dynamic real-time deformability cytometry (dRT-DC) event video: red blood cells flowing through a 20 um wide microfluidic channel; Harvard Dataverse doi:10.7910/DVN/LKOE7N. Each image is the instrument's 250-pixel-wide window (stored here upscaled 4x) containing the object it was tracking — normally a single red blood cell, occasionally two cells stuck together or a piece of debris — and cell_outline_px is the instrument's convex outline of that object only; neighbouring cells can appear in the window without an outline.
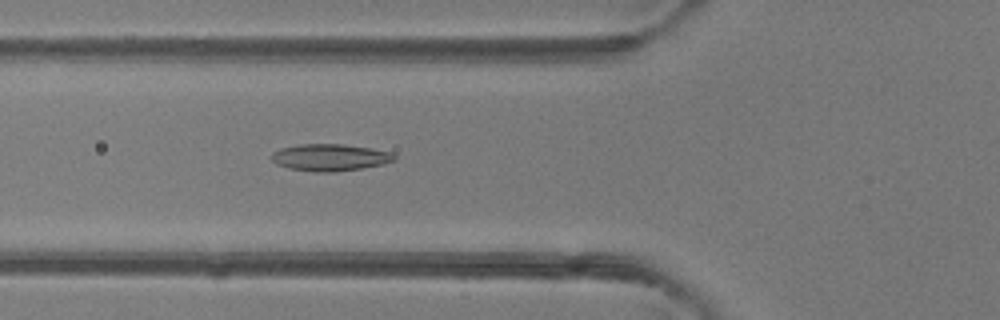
{"species": "common noctule bat (a hibernating species)", "species_latin": "Nyctalus noctula", "temperature_condition": "room temperature", "stored_images_in_passage": 37, "camera_frame_rate_fps": 3000, "um_per_image_px": 0.085, "animal": {"sex": "female"}, "frame": {"image": 1, "passage_image": 7, "time_ms": 2.0, "image_size_px": [1000, 320], "cell_outline_px": [[396, 160], [384, 164], [336, 172], [316, 172], [288, 168], [276, 164], [272, 160], [272, 152], [280, 148], [300, 144], [344, 144], [372, 148], [392, 152], [396, 156]], "centroid_in_image_um": [28.07, 13.38], "position_along_channel_um": 97.7, "area_um2": 19.42}}
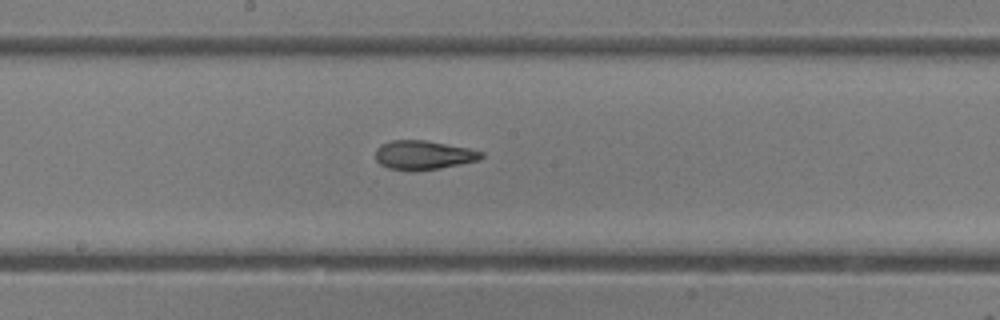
{"frame": {"image": 2, "passage_image": 15, "time_ms": 4.667, "image_size_px": [1000, 320], "cell_outline_px": [[484, 156], [480, 160], [440, 168], [412, 172], [408, 172], [388, 168], [380, 164], [376, 160], [376, 148], [380, 144], [392, 140], [424, 140], [468, 148], [484, 152]], "centroid_in_image_um": [35.97, 13.19], "position_along_channel_um": 212.2, "area_um2": 18.15}}
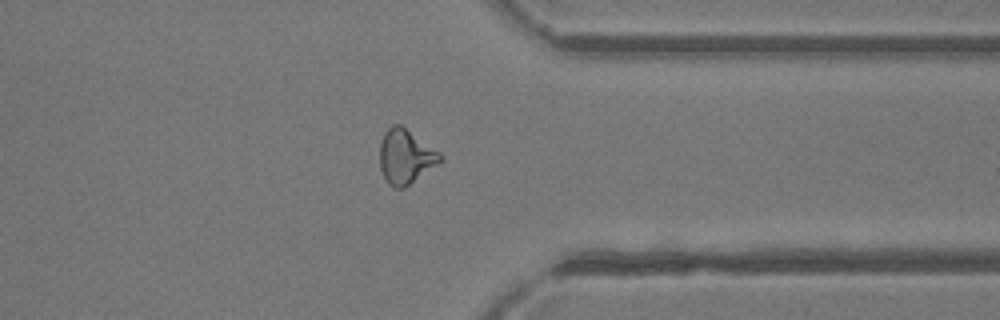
{"frame": {"image": 3, "passage_image": 27, "time_ms": 8.667, "image_size_px": [1000, 320], "cell_outline_px": [[444, 160], [404, 188], [392, 188], [388, 184], [380, 168], [380, 144], [384, 132], [392, 124], [400, 124], [440, 152], [444, 156]], "centroid_in_image_um": [34.48, 13.31], "position_along_channel_um": 376.9, "area_um2": 19.25}, "authors_computed_cell_mechanics": {"area_um2": 18.3804, "velocity_mm_per_s": 4.2695, "shape_relaxation_time_tau1_ms": null, "shape_relaxation_time_tau2_ms": 1.8434, "deformation_change_tau1": null, "deformation_change_tau2": 0.0944}}